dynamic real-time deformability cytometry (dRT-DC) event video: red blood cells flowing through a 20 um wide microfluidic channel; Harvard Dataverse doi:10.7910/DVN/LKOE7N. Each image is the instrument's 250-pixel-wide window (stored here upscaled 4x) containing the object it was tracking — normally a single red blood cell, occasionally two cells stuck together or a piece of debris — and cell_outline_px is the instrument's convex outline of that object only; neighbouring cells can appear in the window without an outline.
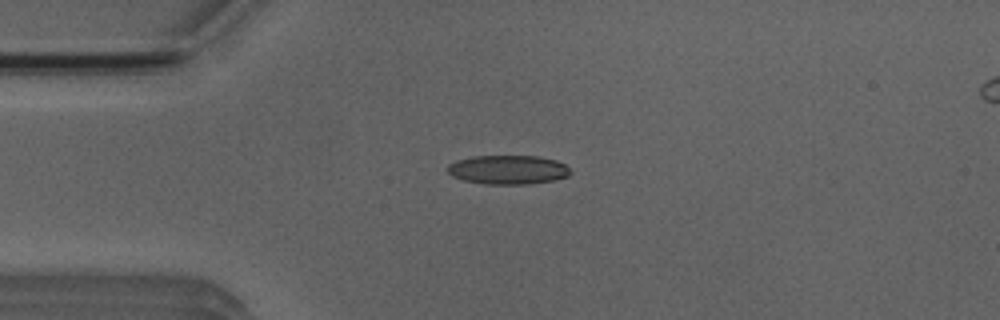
{"species": "Egyptian fruit bat (a non-hibernating species)", "species_latin": "Rousettus aegyptiacus", "temperature_condition": "room temperature", "stored_images_in_passage": 3, "camera_frame_rate_fps": 3000, "um_per_image_px": 0.085, "animal": {"sex": "male"}, "frame": {"image": 1, "passage_image": 1, "time_ms": 0.0, "image_size_px": [1000, 320], "cell_outline_px": [[572, 172], [568, 176], [552, 180], [528, 184], [484, 184], [464, 180], [452, 176], [448, 172], [448, 164], [456, 160], [472, 156], [536, 156], [556, 160], [564, 164]], "centroid_in_image_um": [43.16, 14.42], "position_along_channel_um": 41.8, "area_um2": 20.75}}